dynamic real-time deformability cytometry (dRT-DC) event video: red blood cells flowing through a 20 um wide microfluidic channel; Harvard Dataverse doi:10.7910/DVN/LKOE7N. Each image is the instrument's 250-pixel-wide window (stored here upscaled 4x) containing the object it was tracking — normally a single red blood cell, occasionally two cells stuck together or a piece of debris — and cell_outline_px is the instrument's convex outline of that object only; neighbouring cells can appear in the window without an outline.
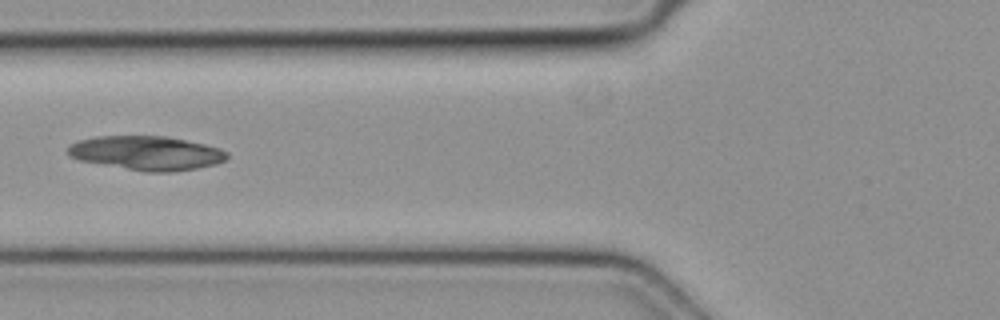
{"species": "common noctule bat (a hibernating species)", "species_latin": "Nyctalus noctula", "temperature_condition": "cold", "stored_images_in_passage": 4, "camera_frame_rate_fps": 3000, "um_per_image_px": 0.085, "animal": {"sex": "female", "body_mass_g": 19.3, "forearm_length_mm": 54.1}, "frame": {"image": 1, "passage_image": 4, "time_ms": 1.0, "image_size_px": [1000, 320], "cell_outline_px": [[228, 160], [216, 164], [196, 168], [172, 172], [144, 172], [80, 160], [68, 156], [68, 148], [72, 144], [80, 140], [96, 136], [164, 136], [204, 144], [220, 148], [228, 152]], "centroid_in_image_um": [12.49, 13.02], "position_along_channel_um": 113.3, "area_um2": 31.56}}